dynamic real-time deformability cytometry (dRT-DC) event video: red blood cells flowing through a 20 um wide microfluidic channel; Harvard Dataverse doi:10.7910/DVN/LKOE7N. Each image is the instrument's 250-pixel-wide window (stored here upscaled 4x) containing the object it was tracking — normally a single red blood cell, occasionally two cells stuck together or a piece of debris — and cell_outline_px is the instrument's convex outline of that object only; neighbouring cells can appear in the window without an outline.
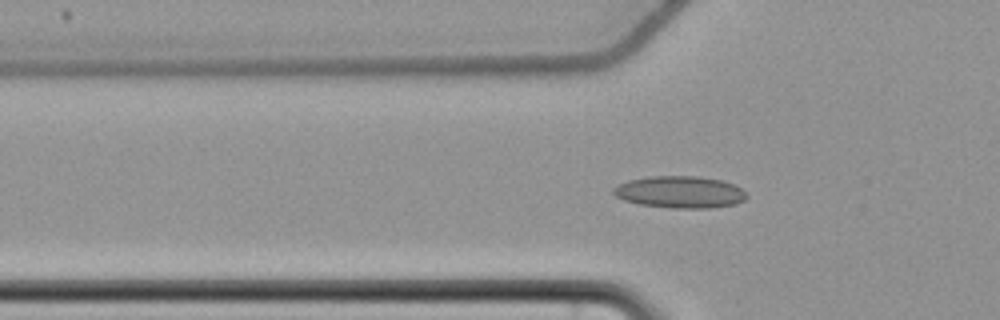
{"species": "common noctule bat (a hibernating species)", "species_latin": "Nyctalus noctula", "temperature_condition": "cold", "stored_images_in_passage": 40, "camera_frame_rate_fps": 3000, "um_per_image_px": 0.085, "animal": {"sex": "female", "body_mass_g": 22.7, "forearm_length_mm": 54.2}, "frame": {"image": 1, "passage_image": 8, "time_ms": 2.333, "image_size_px": [1000, 320], "cell_outline_px": [[748, 196], [744, 200], [736, 204], [708, 208], [676, 208], [640, 204], [624, 200], [616, 196], [612, 192], [612, 188], [628, 180], [648, 176], [700, 176], [720, 180], [732, 184], [740, 188]], "centroid_in_image_um": [57.78, 16.32], "position_along_channel_um": 68.0, "area_um2": 24.68}}
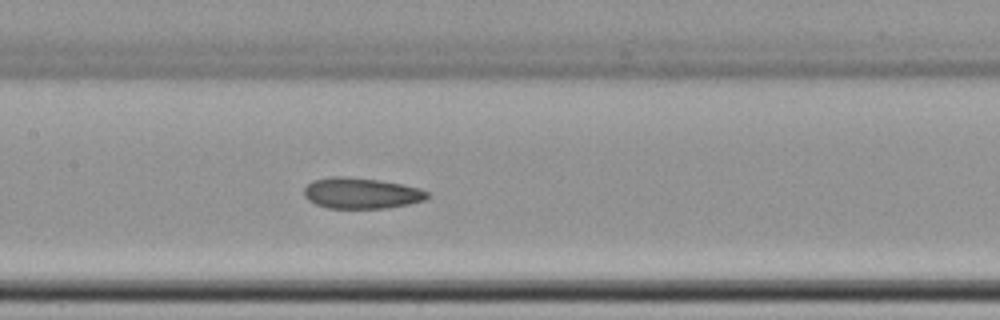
{"frame": {"image": 2, "passage_image": 17, "time_ms": 5.333, "image_size_px": [1000, 320], "cell_outline_px": [[428, 196], [424, 200], [408, 204], [388, 208], [328, 208], [316, 204], [308, 200], [304, 196], [304, 188], [312, 180], [332, 176], [348, 176], [380, 180], [404, 184], [420, 188], [428, 192]], "centroid_in_image_um": [30.7, 16.41], "position_along_channel_um": 176.7, "area_um2": 22.37}}
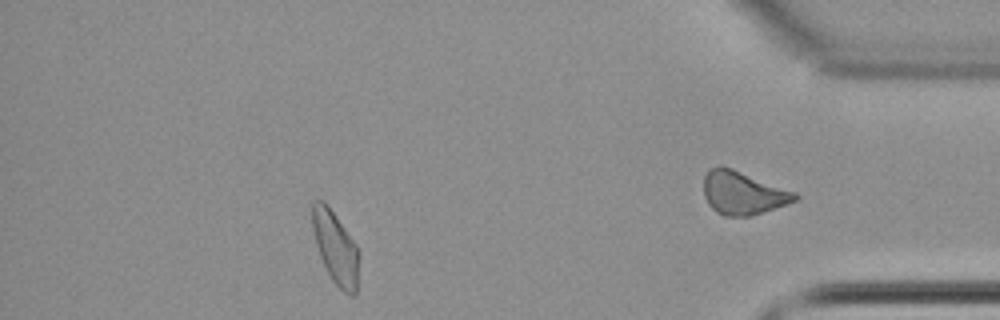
{"frame": {"image": 3, "passage_image": 33, "time_ms": 10.667, "image_size_px": [1000, 320], "cell_outline_px": [[360, 256], [356, 296], [352, 296], [344, 292], [332, 280], [320, 256], [316, 244], [312, 228], [312, 200], [324, 200], [336, 216], [356, 244], [360, 252]], "centroid_in_image_um": [28.54, 21.06], "position_along_channel_um": 406.7, "area_um2": 19.83}}